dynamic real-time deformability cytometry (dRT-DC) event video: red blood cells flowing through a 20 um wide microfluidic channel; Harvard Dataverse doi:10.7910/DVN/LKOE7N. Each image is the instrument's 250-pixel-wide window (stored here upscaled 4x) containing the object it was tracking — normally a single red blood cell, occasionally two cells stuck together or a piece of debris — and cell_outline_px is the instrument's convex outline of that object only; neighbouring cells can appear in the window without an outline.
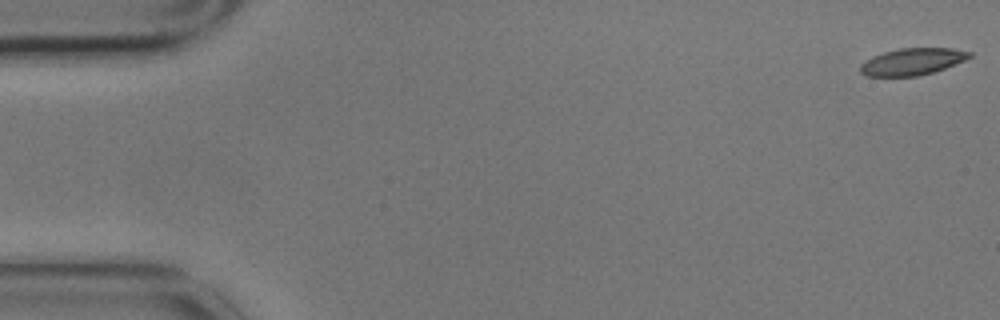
{"species": "common noctule bat (a hibernating species)", "species_latin": "Nyctalus noctula", "temperature_condition": "cold", "stored_images_in_passage": 5, "camera_frame_rate_fps": 3000, "um_per_image_px": 0.085, "animal": {"sex": "male", "body_mass_g": 17.9}, "frame": {"image": 1, "passage_image": 1, "time_ms": 0.0, "image_size_px": [1000, 320], "cell_outline_px": [[972, 56], [964, 60], [944, 68], [932, 72], [916, 76], [864, 76], [860, 72], [860, 64], [872, 56], [884, 52], [900, 48], [952, 48], [972, 52]], "centroid_in_image_um": [77.52, 5.23], "position_along_channel_um": 7.5, "area_um2": 16.99}}